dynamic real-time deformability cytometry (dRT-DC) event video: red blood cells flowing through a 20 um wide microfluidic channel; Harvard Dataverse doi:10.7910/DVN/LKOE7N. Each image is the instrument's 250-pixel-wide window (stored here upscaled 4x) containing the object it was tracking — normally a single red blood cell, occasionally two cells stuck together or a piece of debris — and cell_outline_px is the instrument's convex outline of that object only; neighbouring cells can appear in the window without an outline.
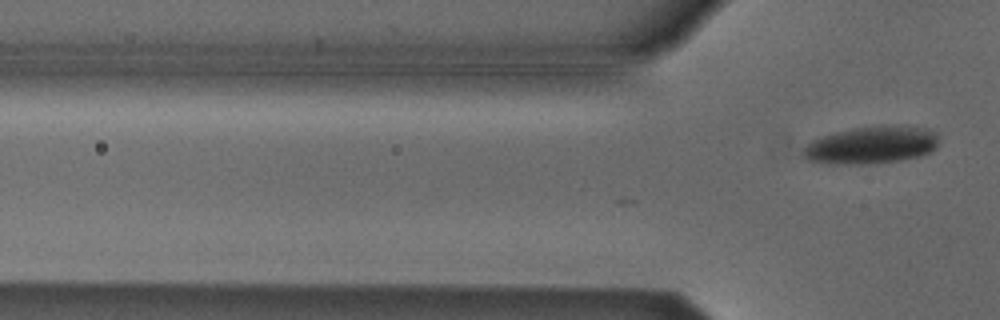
{"species": "Egyptian fruit bat (a non-hibernating species)", "species_latin": "Rousettus aegyptiacus", "temperature_condition": "cold", "stored_images_in_passage": 3, "camera_frame_rate_fps": 3000, "um_per_image_px": 0.085, "animal": {"sex": "male"}, "frame": {"image": 1, "passage_image": 3, "time_ms": 0.667, "image_size_px": [1000, 320], "cell_outline_px": [[936, 148], [932, 152], [920, 156], [900, 160], [876, 164], [828, 164], [808, 160], [804, 156], [804, 148], [812, 140], [836, 132], [852, 128], [928, 128], [936, 132]], "centroid_in_image_um": [74.05, 12.39], "position_along_channel_um": 51.8, "area_um2": 28.73}}